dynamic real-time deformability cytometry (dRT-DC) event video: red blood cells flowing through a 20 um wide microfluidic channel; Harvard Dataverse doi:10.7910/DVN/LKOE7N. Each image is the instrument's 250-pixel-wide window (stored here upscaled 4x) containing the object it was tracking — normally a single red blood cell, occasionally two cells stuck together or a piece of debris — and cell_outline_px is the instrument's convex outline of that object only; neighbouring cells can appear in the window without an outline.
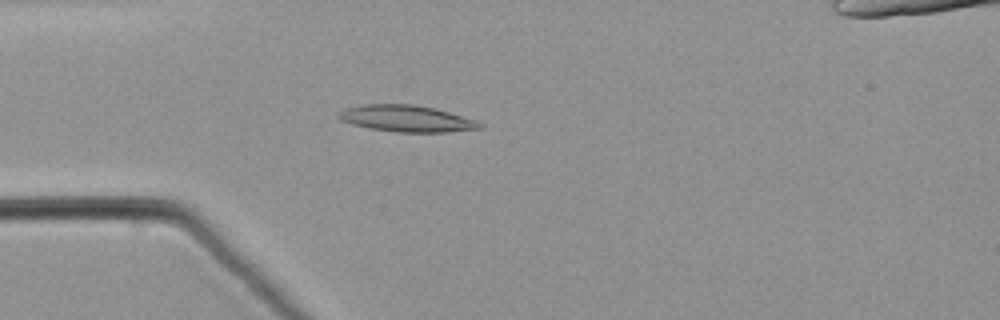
{"species": "common noctule bat (a hibernating species)", "species_latin": "Nyctalus noctula", "temperature_condition": "warm", "stored_images_in_passage": 44, "camera_frame_rate_fps": 3000, "um_per_image_px": 0.085, "animal": {"sex": "male", "body_mass_g": 21.5, "forearm_length_mm": 52.0}, "frame": {"image": 1, "passage_image": 4, "time_ms": 1.0, "image_size_px": [1000, 320], "cell_outline_px": [[484, 128], [448, 132], [396, 132], [368, 128], [352, 124], [340, 120], [336, 116], [340, 112], [348, 108], [364, 104], [412, 104], [436, 108], [476, 120], [484, 124]], "centroid_in_image_um": [34.6, 10.08], "position_along_channel_um": 50.4, "area_um2": 21.91}}
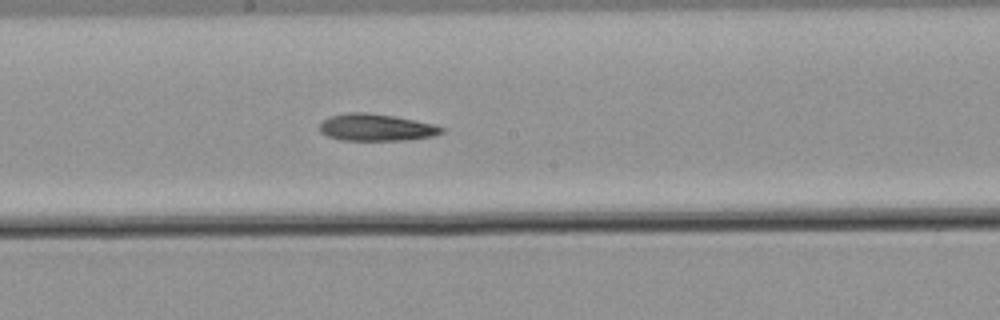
{"frame": {"image": 2, "passage_image": 18, "time_ms": 5.667, "image_size_px": [1000, 320], "cell_outline_px": [[444, 132], [432, 136], [408, 140], [340, 140], [328, 136], [320, 132], [320, 124], [324, 120], [332, 116], [348, 112], [368, 112], [392, 116], [432, 124], [444, 128]], "centroid_in_image_um": [31.96, 10.84], "position_along_channel_um": 216.2, "area_um2": 18.96}}
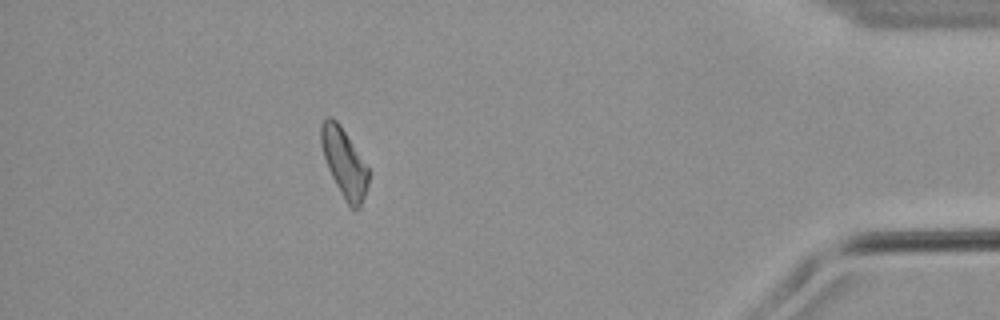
{"frame": {"image": 3, "passage_image": 37, "time_ms": 12.0, "image_size_px": [1000, 320], "cell_outline_px": [[368, 184], [360, 208], [352, 212], [336, 184], [328, 168], [320, 144], [320, 124], [328, 116], [332, 116], [340, 124], [368, 168]], "centroid_in_image_um": [29.24, 13.83], "position_along_channel_um": 406.0, "area_um2": 18.79}}